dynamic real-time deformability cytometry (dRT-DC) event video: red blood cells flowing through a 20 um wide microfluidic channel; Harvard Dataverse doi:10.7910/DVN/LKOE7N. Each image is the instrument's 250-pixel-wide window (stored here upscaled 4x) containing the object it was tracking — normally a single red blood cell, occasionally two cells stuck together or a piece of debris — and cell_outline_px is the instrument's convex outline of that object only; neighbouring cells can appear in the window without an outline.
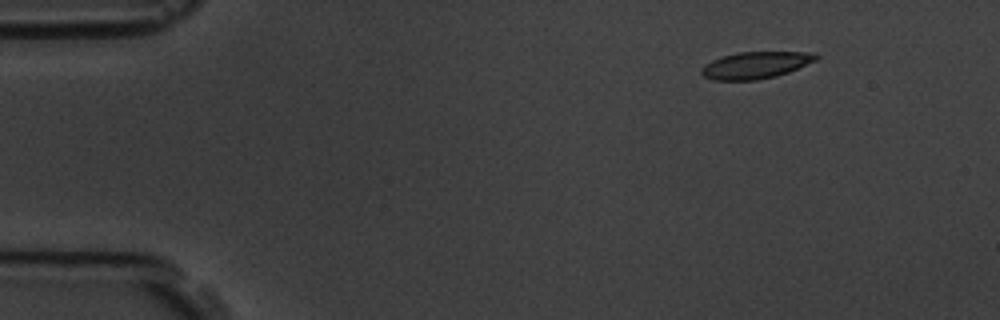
{"species": "common noctule bat (a hibernating species)", "species_latin": "Nyctalus noctula", "temperature_condition": "room temperature", "stored_images_in_passage": 4, "camera_frame_rate_fps": 3000, "um_per_image_px": 0.085, "animal": {"sex": "male", "body_mass_g": 19.5, "forearm_length_mm": 54.6}, "frame": {"image": 1, "passage_image": 1, "time_ms": 0.0, "image_size_px": [1000, 320], "cell_outline_px": [[820, 56], [816, 60], [788, 72], [776, 76], [756, 80], [712, 80], [704, 76], [700, 72], [700, 68], [704, 64], [720, 56], [736, 52], [816, 52]], "centroid_in_image_um": [64.2, 5.53], "position_along_channel_um": 20.8, "area_um2": 18.09}}
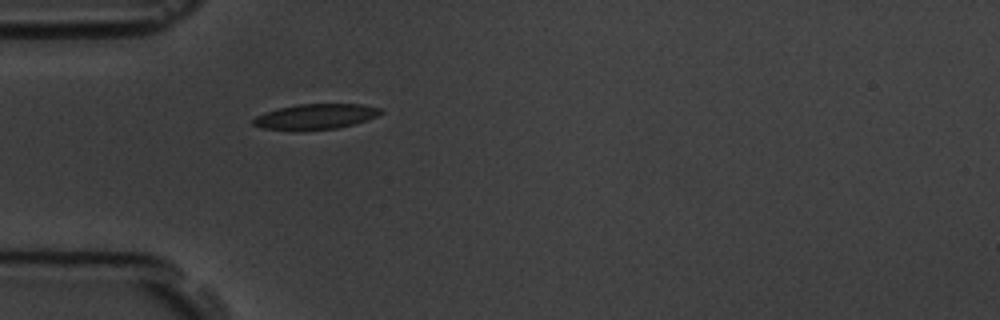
{"frame": {"image": 2, "passage_image": 4, "time_ms": 3.333, "image_size_px": [1000, 320], "cell_outline_px": [[384, 112], [368, 120], [336, 128], [300, 132], [296, 132], [264, 128], [252, 124], [252, 120], [256, 116], [264, 112], [296, 104], [364, 104], [380, 108]], "centroid_in_image_um": [26.8, 9.93], "position_along_channel_um": 58.2, "area_um2": 19.19}}